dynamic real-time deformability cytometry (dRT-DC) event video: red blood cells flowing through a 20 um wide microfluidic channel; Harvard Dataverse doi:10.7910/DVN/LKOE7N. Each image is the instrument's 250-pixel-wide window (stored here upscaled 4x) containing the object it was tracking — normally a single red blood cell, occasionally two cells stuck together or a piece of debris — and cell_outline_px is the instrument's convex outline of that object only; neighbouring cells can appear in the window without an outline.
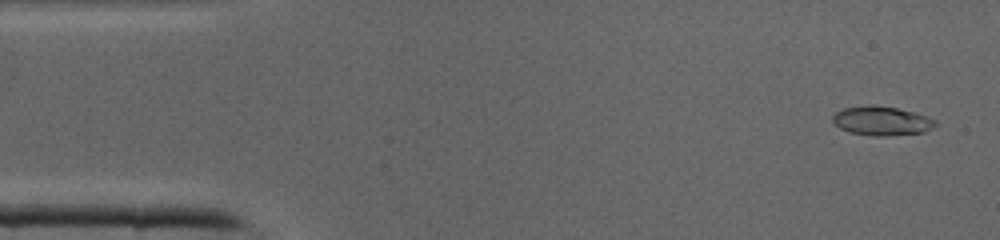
{"species": "common noctule bat (a hibernating species)", "species_latin": "Nyctalus noctula", "temperature_condition": "cold", "stored_images_in_passage": 6, "camera_frame_rate_fps": 3000, "um_per_image_px": 0.085, "animal": {"sex": "male", "body_mass_g": 19.0, "forearm_length_mm": 50.8}, "frame": {"image": 1, "passage_image": 2, "time_ms": 0.333, "image_size_px": [1000, 240], "cell_outline_px": [[936, 124], [932, 128], [924, 132], [884, 136], [872, 136], [848, 132], [840, 128], [832, 120], [832, 116], [836, 112], [844, 108], [872, 104], [896, 108], [916, 112], [936, 120]], "centroid_in_image_um": [74.94, 10.27], "position_along_channel_um": 10.1, "area_um2": 17.46}}